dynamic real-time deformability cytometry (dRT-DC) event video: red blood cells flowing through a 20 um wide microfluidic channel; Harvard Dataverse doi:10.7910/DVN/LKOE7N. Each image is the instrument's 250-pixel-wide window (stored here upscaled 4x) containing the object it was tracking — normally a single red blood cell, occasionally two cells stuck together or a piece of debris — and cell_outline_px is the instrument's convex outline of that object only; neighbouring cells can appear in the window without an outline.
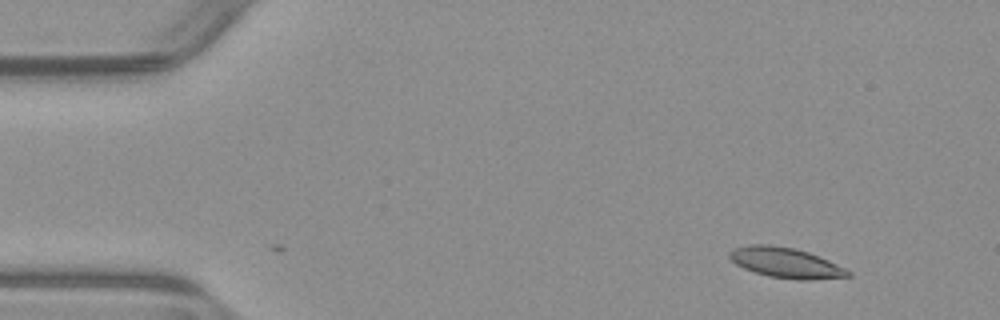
{"species": "common noctule bat (a hibernating species)", "species_latin": "Nyctalus noctula", "temperature_condition": "warm", "stored_images_in_passage": 6, "camera_frame_rate_fps": 3000, "um_per_image_px": 0.085, "animal": {"sex": "male", "body_mass_g": 23.1, "forearm_length_mm": 52.7}, "frame": {"image": 1, "passage_image": 6, "time_ms": 1.667, "image_size_px": [1000, 320], "cell_outline_px": [[852, 276], [808, 280], [804, 280], [768, 276], [744, 268], [736, 264], [728, 256], [728, 252], [732, 248], [748, 244], [768, 244], [792, 248], [808, 252], [828, 260], [852, 272]], "centroid_in_image_um": [66.76, 22.32], "position_along_channel_um": 18.2, "area_um2": 20.75}}